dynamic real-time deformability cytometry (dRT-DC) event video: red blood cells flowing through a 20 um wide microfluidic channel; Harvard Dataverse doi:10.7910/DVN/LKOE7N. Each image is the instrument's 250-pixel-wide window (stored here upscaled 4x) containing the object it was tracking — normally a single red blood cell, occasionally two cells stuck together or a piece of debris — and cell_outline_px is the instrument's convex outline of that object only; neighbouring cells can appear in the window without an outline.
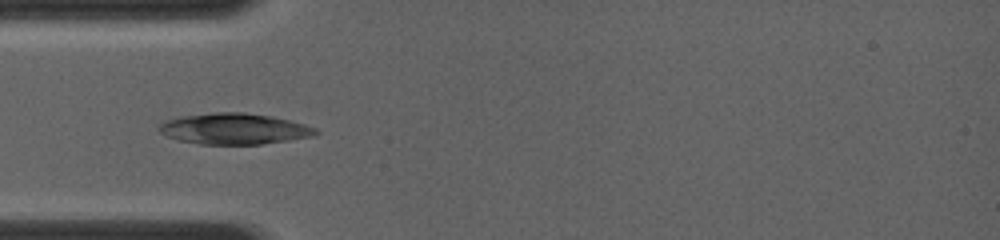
{"species": "common noctule bat (a hibernating species)", "species_latin": "Nyctalus noctula", "temperature_condition": "room temperature", "stored_images_in_passage": 15, "camera_frame_rate_fps": 4000, "um_per_image_px": 0.085, "animal": {"sex": "female", "body_mass_g": 19.0, "forearm_length_mm": 56.7}, "frame": {"image": 1, "passage_image": 1, "time_ms": 0.0, "image_size_px": [1000, 240], "cell_outline_px": [[320, 132], [312, 136], [288, 140], [260, 144], [200, 144], [176, 140], [160, 132], [156, 128], [164, 120], [180, 116], [216, 112], [244, 112], [272, 116], [304, 124], [316, 128]], "centroid_in_image_um": [19.86, 10.94], "position_along_channel_um": 65.1, "area_um2": 28.32}}
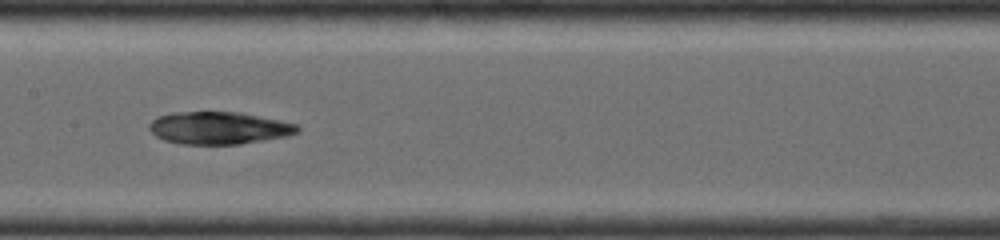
{"frame": {"image": 2, "passage_image": 8, "time_ms": 2.75, "image_size_px": [1000, 240], "cell_outline_px": [[300, 132], [288, 136], [240, 144], [180, 144], [164, 140], [156, 136], [148, 128], [148, 124], [156, 116], [172, 112], [240, 112], [280, 120], [296, 124], [300, 128]], "centroid_in_image_um": [18.59, 10.87], "position_along_channel_um": 188.8, "area_um2": 28.21}}
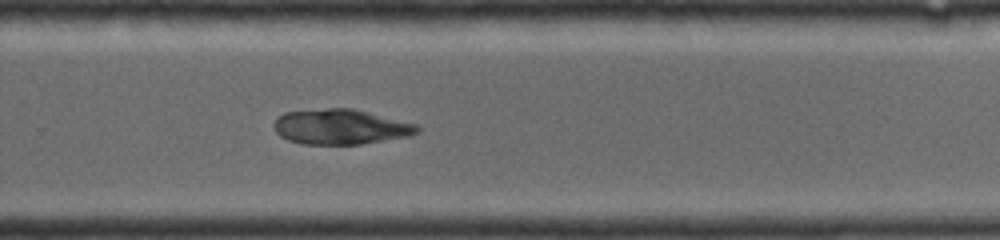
{"frame": {"image": 3, "passage_image": 15, "time_ms": 5.25, "image_size_px": [1000, 240], "cell_outline_px": [[420, 132], [408, 136], [360, 144], [300, 144], [288, 140], [280, 136], [276, 132], [276, 116], [284, 112], [328, 108], [352, 108], [416, 124], [420, 128]], "centroid_in_image_um": [28.94, 10.78], "position_along_channel_um": 300.9, "area_um2": 29.19}}